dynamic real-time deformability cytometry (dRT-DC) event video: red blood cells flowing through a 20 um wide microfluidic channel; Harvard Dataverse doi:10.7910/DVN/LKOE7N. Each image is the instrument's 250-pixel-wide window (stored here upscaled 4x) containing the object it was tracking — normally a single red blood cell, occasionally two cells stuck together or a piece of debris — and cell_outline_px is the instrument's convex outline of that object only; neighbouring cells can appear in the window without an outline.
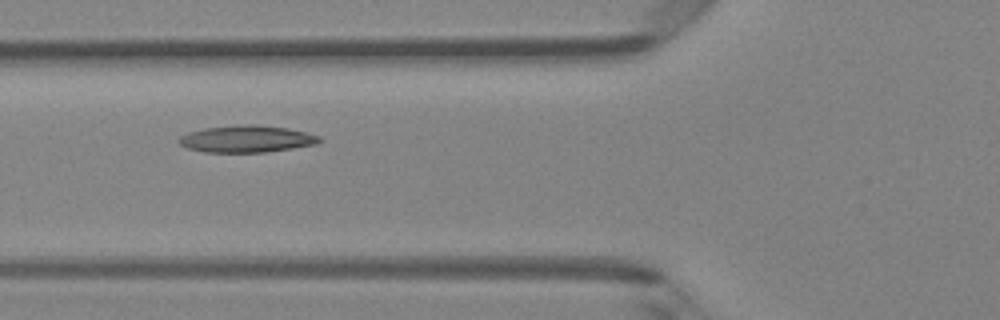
{"species": "Egyptian fruit bat (a non-hibernating species)", "species_latin": "Rousettus aegyptiacus", "temperature_condition": "room temperature", "stored_images_in_passage": 4, "camera_frame_rate_fps": 3000, "um_per_image_px": 0.085, "animal": {"sex": "female"}, "frame": {"image": 1, "passage_image": 3, "time_ms": 0.667, "image_size_px": [1000, 320], "cell_outline_px": [[324, 140], [316, 144], [292, 148], [264, 152], [204, 152], [188, 148], [180, 144], [176, 140], [180, 136], [188, 132], [204, 128], [236, 124], [256, 124], [288, 128], [308, 132], [320, 136]], "centroid_in_image_um": [20.97, 11.79], "position_along_channel_um": 104.8, "area_um2": 22.31}}
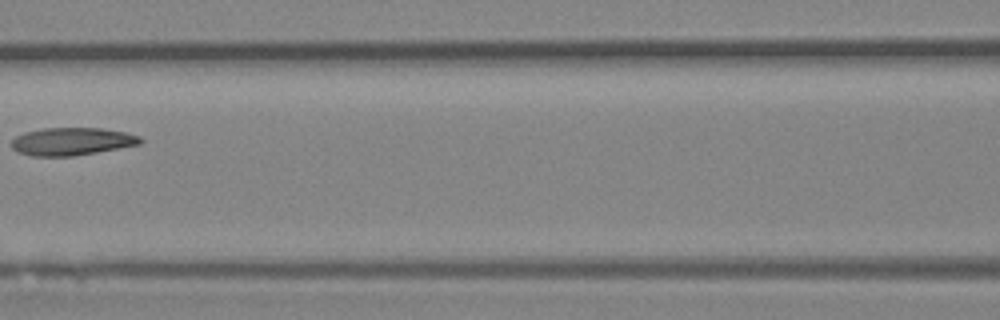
{"frame": {"image": 2, "passage_image": 4, "time_ms": 1.0, "image_size_px": [1000, 320], "cell_outline_px": [[144, 140], [140, 144], [96, 152], [72, 156], [32, 156], [16, 152], [12, 148], [12, 140], [16, 136], [24, 132], [40, 128], [100, 128], [124, 132], [140, 136]], "centroid_in_image_um": [6.07, 12.02], "position_along_channel_um": 160.5, "area_um2": 20.81}}